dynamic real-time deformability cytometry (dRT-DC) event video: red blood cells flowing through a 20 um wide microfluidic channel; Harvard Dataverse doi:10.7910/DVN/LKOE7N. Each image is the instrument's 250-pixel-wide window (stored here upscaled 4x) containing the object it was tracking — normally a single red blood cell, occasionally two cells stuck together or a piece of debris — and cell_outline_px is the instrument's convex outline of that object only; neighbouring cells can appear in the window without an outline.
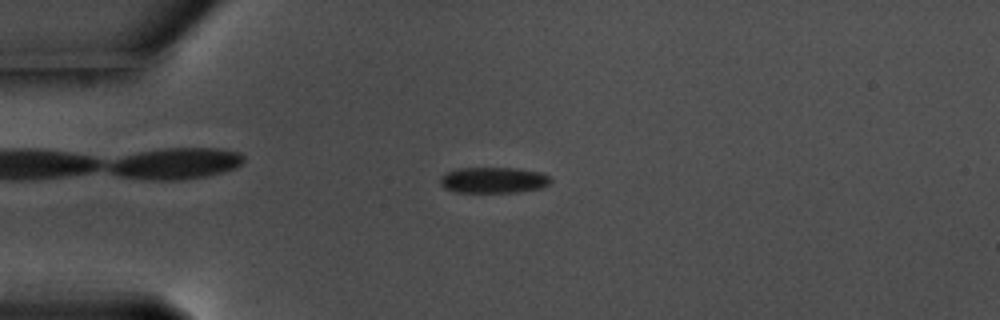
{"species": "common noctule bat (a hibernating species)", "species_latin": "Nyctalus noctula", "temperature_condition": "warm", "stored_images_in_passage": 50, "camera_frame_rate_fps": 3000, "um_per_image_px": 0.085, "animal": {"sex": "male", "body_mass_g": 17.5, "forearm_length_mm": 52.3}, "frame": {"image": 1, "passage_image": 7, "time_ms": 2.0, "image_size_px": [1000, 320], "cell_outline_px": [[552, 180], [544, 188], [520, 192], [456, 192], [444, 188], [440, 184], [440, 176], [456, 168], [512, 168], [540, 172], [548, 176]], "centroid_in_image_um": [41.94, 15.32], "position_along_channel_um": 43.1, "area_um2": 16.76}}
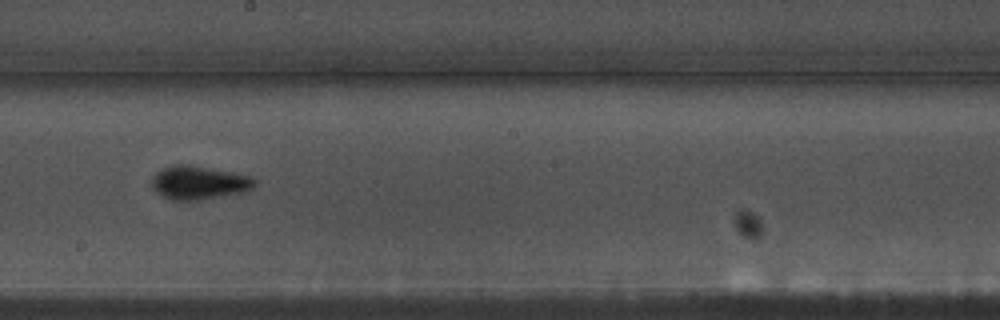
{"frame": {"image": 2, "passage_image": 25, "time_ms": 8.0, "image_size_px": [1000, 320], "cell_outline_px": [[256, 184], [252, 188], [244, 192], [200, 200], [172, 200], [156, 192], [152, 188], [152, 176], [156, 172], [172, 164], [192, 164], [252, 176], [256, 180]], "centroid_in_image_um": [16.91, 15.51], "position_along_channel_um": 231.3, "area_um2": 20.29}}
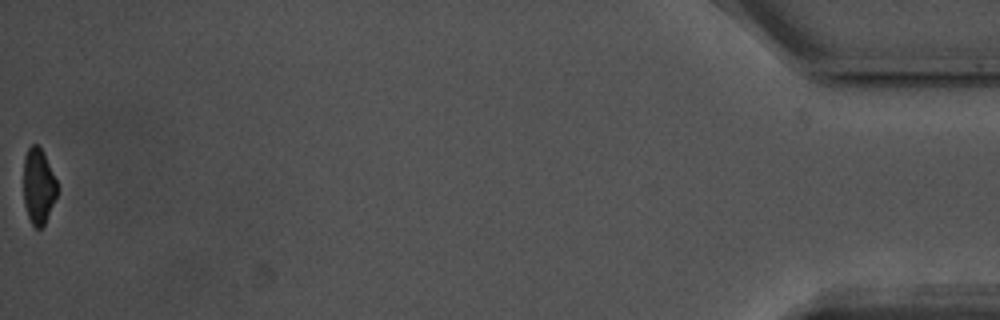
{"frame": {"image": 3, "passage_image": 50, "time_ms": 16.333, "image_size_px": [1000, 320], "cell_outline_px": [[56, 196], [44, 224], [40, 228], [36, 228], [32, 224], [28, 216], [24, 204], [24, 156], [28, 148], [32, 144], [36, 144], [44, 152], [56, 180]], "centroid_in_image_um": [3.25, 15.79], "position_along_channel_um": 432.0, "area_um2": 14.57}, "authors_computed_cell_mechanics": {"area_um2": 17.6868, "velocity_mm_per_s": 3.5742, "shape_relaxation_time_tau1_ms": 3.3112, "shape_relaxation_time_tau2_ms": null, "deformation_change_tau1": 0.0836, "deformation_change_tau2": null}}